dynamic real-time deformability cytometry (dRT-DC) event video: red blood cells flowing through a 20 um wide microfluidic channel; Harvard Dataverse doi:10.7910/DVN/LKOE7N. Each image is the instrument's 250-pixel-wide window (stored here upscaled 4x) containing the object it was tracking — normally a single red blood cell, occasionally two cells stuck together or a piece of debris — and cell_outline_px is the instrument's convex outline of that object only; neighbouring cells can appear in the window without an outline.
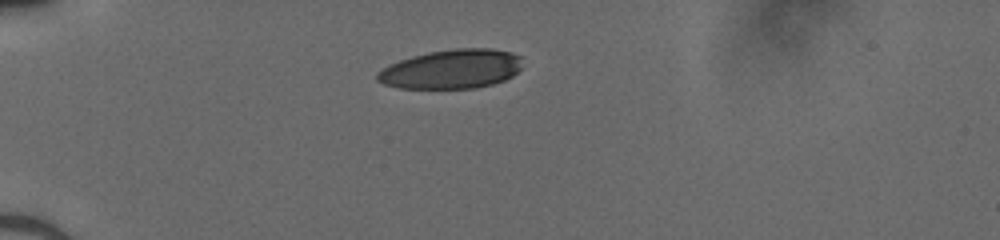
{"species": "human", "species_latin": "Homo sapiens", "temperature_condition": "cold", "stored_images_in_passage": 37, "camera_frame_rate_fps": 3000, "um_per_image_px": 0.085, "donor": {"sex": "male"}, "frame": {"image": 1, "passage_image": 1, "time_ms": 0.0, "image_size_px": [1000, 240], "cell_outline_px": [[520, 68], [512, 76], [504, 80], [492, 84], [476, 88], [400, 88], [384, 84], [376, 80], [376, 72], [400, 60], [412, 56], [428, 52], [456, 48], [492, 48], [512, 52], [520, 56]], "centroid_in_image_um": [38.38, 5.87], "position_along_channel_um": 46.6, "area_um2": 33.06}}
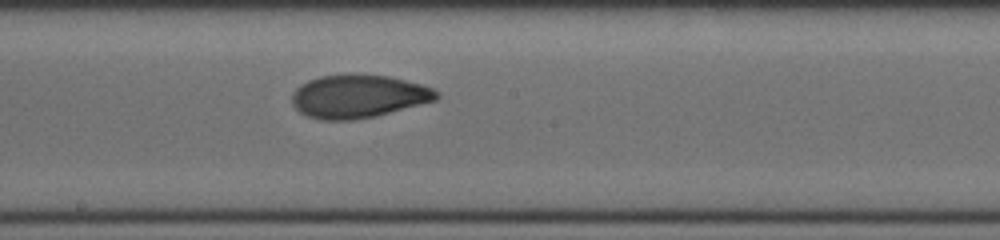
{"frame": {"image": 2, "passage_image": 16, "time_ms": 5.0, "image_size_px": [1000, 240], "cell_outline_px": [[440, 96], [436, 100], [376, 116], [352, 120], [320, 120], [308, 116], [300, 112], [292, 104], [292, 96], [296, 88], [300, 84], [308, 80], [320, 76], [388, 76], [420, 84], [432, 88], [440, 92]], "centroid_in_image_um": [30.46, 8.22], "position_along_channel_um": 217.7, "area_um2": 35.78}}
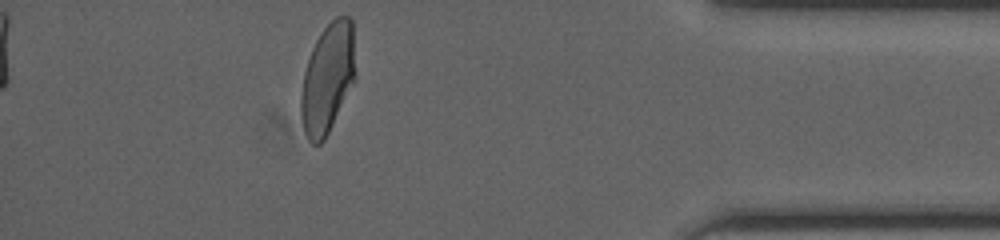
{"frame": {"image": 3, "passage_image": 32, "time_ms": 10.333, "image_size_px": [1000, 240], "cell_outline_px": [[356, 80], [324, 140], [320, 144], [312, 144], [308, 140], [304, 132], [300, 116], [300, 96], [304, 72], [312, 48], [316, 40], [324, 28], [336, 16], [348, 16], [352, 20]], "centroid_in_image_um": [27.85, 6.68], "position_along_channel_um": 407.4, "area_um2": 35.08}}